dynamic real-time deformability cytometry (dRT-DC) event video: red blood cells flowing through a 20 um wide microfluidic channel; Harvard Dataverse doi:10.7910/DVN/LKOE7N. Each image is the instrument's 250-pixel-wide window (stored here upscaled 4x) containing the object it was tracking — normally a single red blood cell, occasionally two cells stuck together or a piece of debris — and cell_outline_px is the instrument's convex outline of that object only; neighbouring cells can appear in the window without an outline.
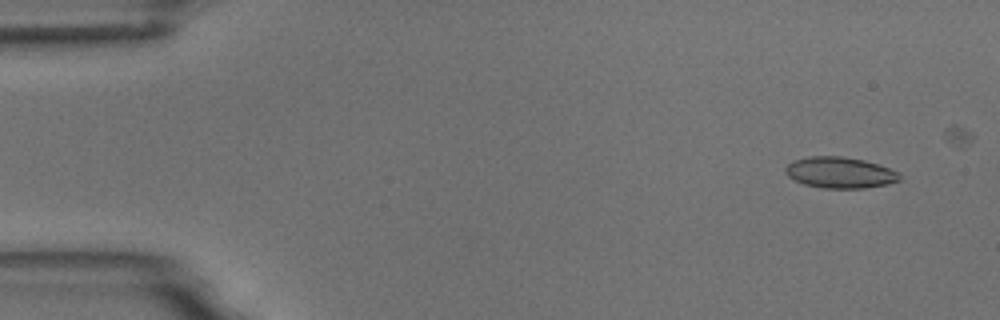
{"species": "common noctule bat (a hibernating species)", "species_latin": "Nyctalus noctula", "temperature_condition": "room temperature", "stored_images_in_passage": 5, "camera_frame_rate_fps": 3000, "um_per_image_px": 0.085, "animal": {"sex": "male", "body_mass_g": 18.8}, "frame": {"image": 1, "passage_image": 1, "time_ms": 0.0, "image_size_px": [1000, 320], "cell_outline_px": [[900, 180], [888, 184], [864, 188], [824, 188], [804, 184], [788, 176], [784, 172], [784, 168], [788, 164], [796, 160], [808, 156], [840, 156], [864, 160], [900, 172]], "centroid_in_image_um": [71.4, 14.67], "position_along_channel_um": 13.6, "area_um2": 20.58}}